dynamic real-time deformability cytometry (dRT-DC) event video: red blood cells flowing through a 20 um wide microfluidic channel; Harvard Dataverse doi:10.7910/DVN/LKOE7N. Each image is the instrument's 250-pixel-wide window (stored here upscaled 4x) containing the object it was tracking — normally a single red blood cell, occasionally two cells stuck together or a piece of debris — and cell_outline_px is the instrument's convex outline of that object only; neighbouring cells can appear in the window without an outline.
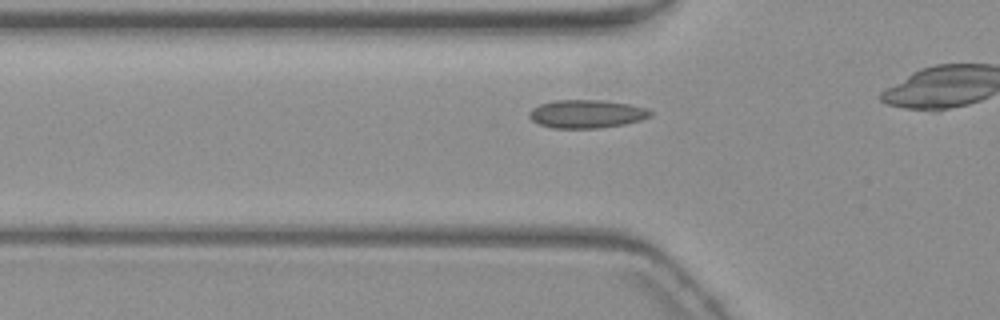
{"species": "common noctule bat (a hibernating species)", "species_latin": "Nyctalus noctula", "temperature_condition": "warm", "stored_images_in_passage": 21, "camera_frame_rate_fps": 3000, "um_per_image_px": 0.085, "animal": {"sex": "female", "body_mass_g": 19.3, "forearm_length_mm": 54.1}, "frame": {"image": 1, "passage_image": 5, "time_ms": 1.333, "image_size_px": [1000, 320], "cell_outline_px": [[652, 116], [640, 120], [624, 124], [600, 128], [552, 128], [536, 124], [528, 116], [528, 112], [532, 108], [540, 104], [556, 100], [600, 100], [628, 104], [648, 108], [652, 112]], "centroid_in_image_um": [49.84, 9.69], "position_along_channel_um": 76.0, "area_um2": 20.06}}
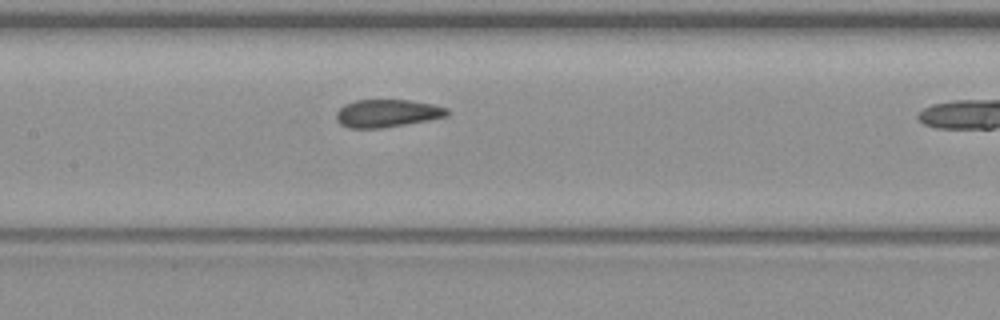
{"frame": {"image": 2, "passage_image": 13, "time_ms": 4.0, "image_size_px": [1000, 320], "cell_outline_px": [[452, 112], [448, 116], [428, 120], [380, 128], [348, 128], [340, 124], [336, 120], [336, 112], [344, 104], [356, 100], [408, 100], [432, 104], [448, 108]], "centroid_in_image_um": [32.91, 9.63], "position_along_channel_um": 174.5, "area_um2": 17.98}}
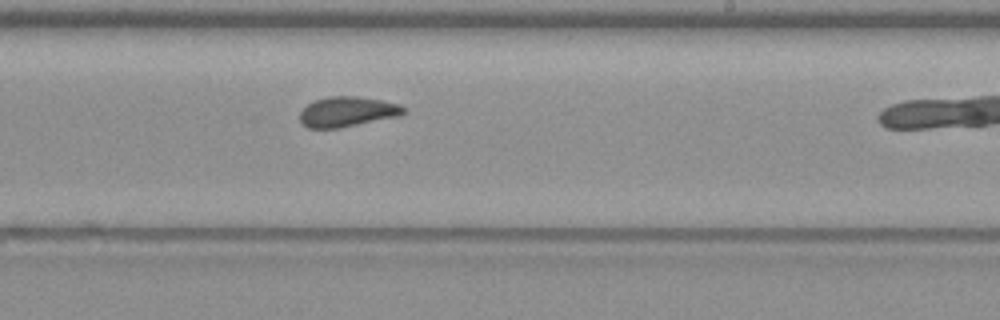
{"frame": {"image": 3, "passage_image": 20, "time_ms": 6.333, "image_size_px": [1000, 320], "cell_outline_px": [[408, 112], [400, 116], [340, 128], [308, 128], [300, 120], [300, 112], [312, 100], [328, 96], [356, 96], [380, 100], [400, 104], [408, 108]], "centroid_in_image_um": [29.57, 9.49], "position_along_channel_um": 259.4, "area_um2": 18.44}}